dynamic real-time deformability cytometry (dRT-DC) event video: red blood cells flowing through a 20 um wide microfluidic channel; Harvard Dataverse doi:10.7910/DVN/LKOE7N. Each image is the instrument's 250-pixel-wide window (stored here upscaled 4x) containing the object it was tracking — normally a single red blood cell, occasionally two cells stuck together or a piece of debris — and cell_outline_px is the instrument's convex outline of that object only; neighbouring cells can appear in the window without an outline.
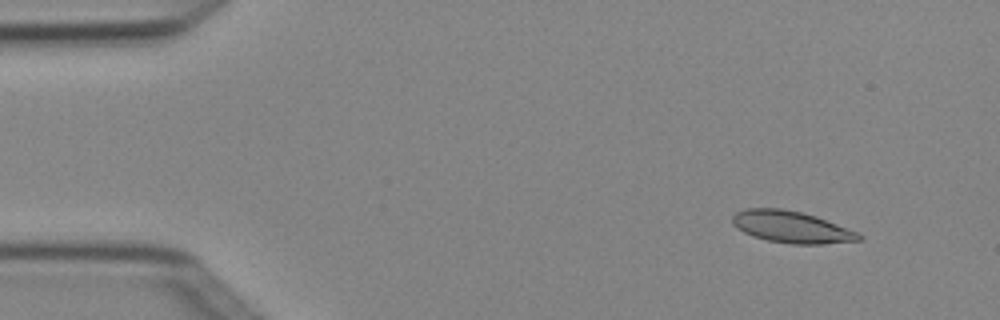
{"species": "Egyptian fruit bat (a non-hibernating species)", "species_latin": "Rousettus aegyptiacus", "temperature_condition": "cold", "stored_images_in_passage": 5, "camera_frame_rate_fps": 3000, "um_per_image_px": 0.085, "animal": {"sex": "female"}, "frame": {"image": 1, "passage_image": 2, "time_ms": 0.333, "image_size_px": [1000, 320], "cell_outline_px": [[864, 236], [860, 240], [824, 244], [792, 244], [768, 240], [752, 236], [744, 232], [732, 224], [732, 216], [736, 212], [744, 208], [780, 208], [800, 212], [816, 216], [860, 232]], "centroid_in_image_um": [67.3, 19.29], "position_along_channel_um": 17.7, "area_um2": 23.52}}
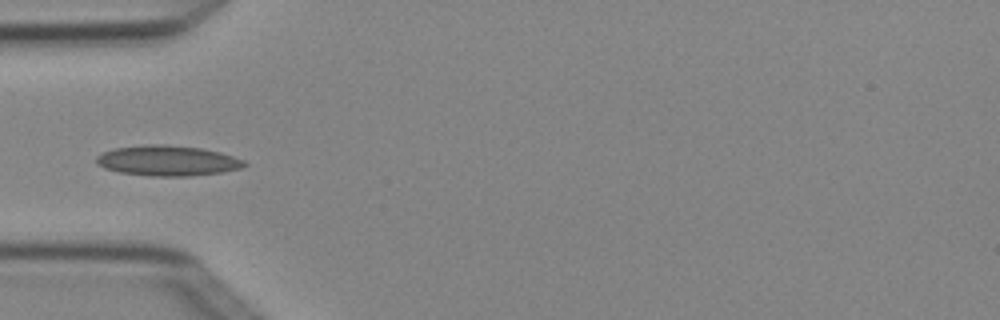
{"frame": {"image": 2, "passage_image": 5, "time_ms": 1.333, "image_size_px": [1000, 320], "cell_outline_px": [[248, 164], [240, 168], [220, 172], [188, 176], [152, 176], [120, 172], [104, 168], [96, 164], [96, 156], [104, 152], [116, 148], [144, 144], [168, 144], [200, 148], [220, 152], [244, 160]], "centroid_in_image_um": [14.22, 13.65], "position_along_channel_um": 70.8, "area_um2": 26.07}}